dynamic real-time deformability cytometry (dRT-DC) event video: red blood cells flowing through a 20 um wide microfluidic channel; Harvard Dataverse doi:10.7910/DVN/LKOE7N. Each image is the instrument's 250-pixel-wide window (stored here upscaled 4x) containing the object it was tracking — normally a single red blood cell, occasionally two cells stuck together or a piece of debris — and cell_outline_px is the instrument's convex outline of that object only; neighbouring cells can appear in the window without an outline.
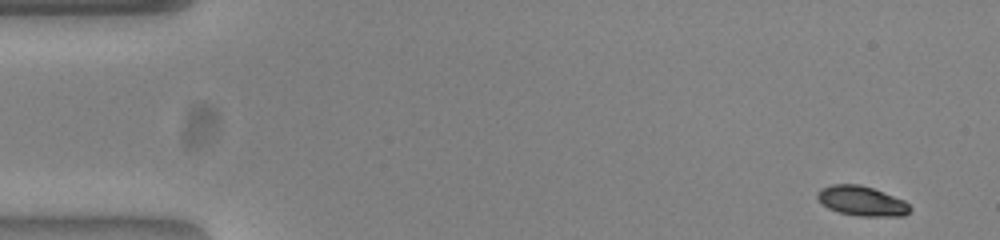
{"species": "common noctule bat (a hibernating species)", "species_latin": "Nyctalus noctula", "temperature_condition": "warm", "stored_images_in_passage": 51, "camera_frame_rate_fps": 3000, "um_per_image_px": 0.085, "animal": {"sex": "female", "body_mass_g": 23.0, "forearm_length_mm": 53.4}, "frame": {"image": 1, "passage_image": 1, "time_ms": 0.0, "image_size_px": [1000, 240], "cell_outline_px": [[912, 208], [904, 216], [860, 216], [840, 212], [828, 208], [816, 196], [816, 192], [820, 188], [832, 184], [860, 184], [872, 188], [904, 200]], "centroid_in_image_um": [73.24, 17.07], "position_along_channel_um": 11.8, "area_um2": 15.95}}
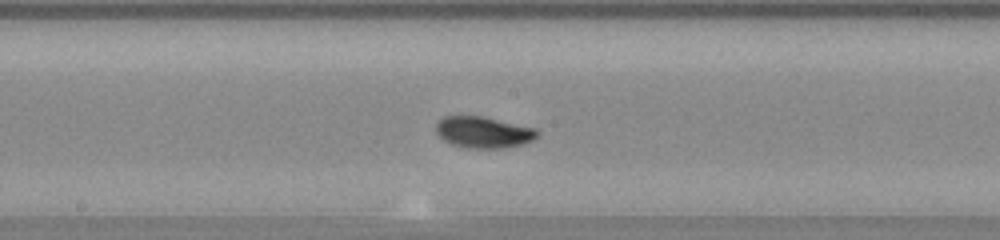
{"frame": {"image": 2, "passage_image": 26, "time_ms": 8.333, "image_size_px": [1000, 240], "cell_outline_px": [[540, 132], [532, 140], [524, 144], [504, 148], [468, 148], [452, 144], [444, 140], [436, 132], [436, 124], [444, 116], [480, 116], [536, 128]], "centroid_in_image_um": [41.1, 11.25], "position_along_channel_um": 207.1, "area_um2": 18.38}}
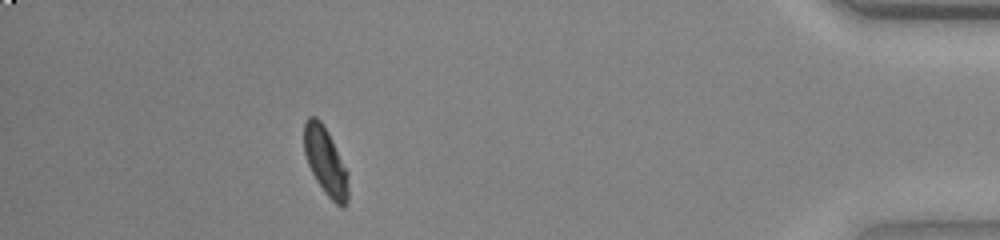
{"frame": {"image": 3, "passage_image": 46, "time_ms": 15.0, "image_size_px": [1000, 240], "cell_outline_px": [[348, 200], [344, 208], [340, 208], [324, 192], [316, 180], [308, 164], [304, 152], [304, 124], [308, 116], [316, 116], [320, 120], [328, 132], [348, 172]], "centroid_in_image_um": [27.68, 13.73], "position_along_channel_um": 407.5, "area_um2": 17.46}, "authors_computed_cell_mechanics": {"area_um2": 17.2822, "velocity_mm_per_s": 3.8448, "shape_relaxation_time_tau1_ms": 1.9005, "shape_relaxation_time_tau2_ms": 2.3932, "deformation_change_tau1": 0.118, "deformation_change_tau2": 0.0545}}